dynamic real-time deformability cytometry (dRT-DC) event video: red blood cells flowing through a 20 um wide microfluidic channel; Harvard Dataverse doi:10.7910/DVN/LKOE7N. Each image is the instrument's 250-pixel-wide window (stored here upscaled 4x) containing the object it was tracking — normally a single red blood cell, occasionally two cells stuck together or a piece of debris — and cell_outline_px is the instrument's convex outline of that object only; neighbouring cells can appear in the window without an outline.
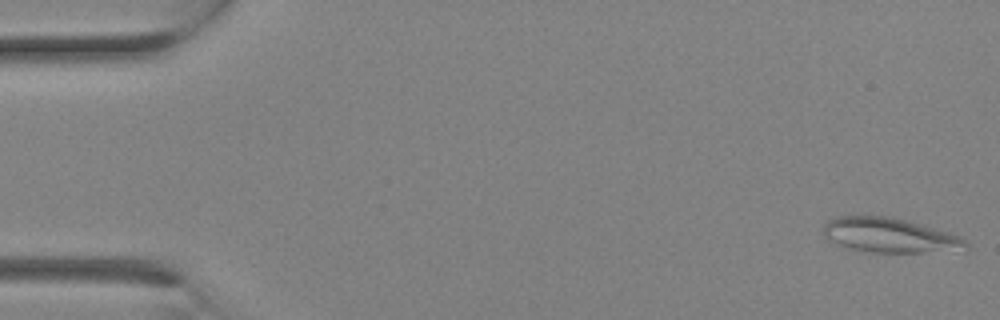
{"species": "Egyptian fruit bat (a non-hibernating species)", "species_latin": "Rousettus aegyptiacus", "temperature_condition": "room temperature", "stored_images_in_passage": 7, "camera_frame_rate_fps": 3000, "um_per_image_px": 0.085, "animal": {"sex": "female"}, "frame": {"image": 1, "passage_image": 1, "time_ms": 0.0, "image_size_px": [1000, 320], "cell_outline_px": [[968, 248], [924, 252], [872, 252], [848, 248], [824, 236], [824, 224], [828, 220], [836, 216], [892, 216], [948, 232], [960, 236], [968, 244]], "centroid_in_image_um": [75.59, 19.98], "position_along_channel_um": 9.4, "area_um2": 28.26}}